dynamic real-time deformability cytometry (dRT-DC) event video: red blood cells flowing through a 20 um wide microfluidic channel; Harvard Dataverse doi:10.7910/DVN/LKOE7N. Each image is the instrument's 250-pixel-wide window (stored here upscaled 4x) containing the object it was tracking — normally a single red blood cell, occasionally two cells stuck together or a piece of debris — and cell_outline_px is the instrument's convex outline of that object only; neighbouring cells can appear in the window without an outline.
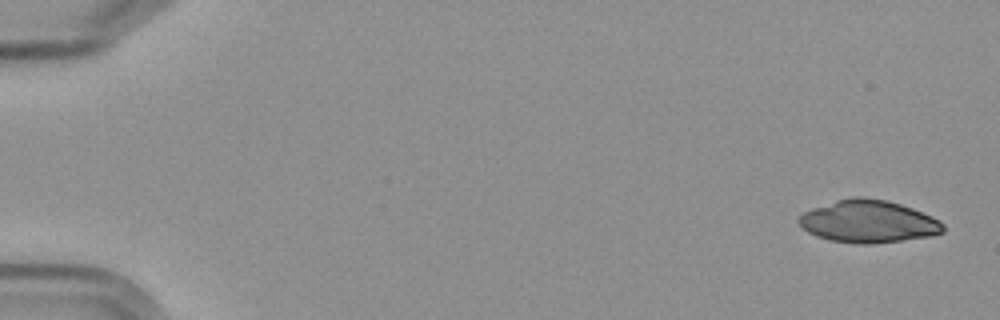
{"species": "Egyptian fruit bat (a non-hibernating species)", "species_latin": "Rousettus aegyptiacus", "temperature_condition": "cold", "stored_images_in_passage": 11, "camera_frame_rate_fps": 3000, "um_per_image_px": 0.085, "frame": {"image": 1, "passage_image": 1, "time_ms": 0.0, "image_size_px": [1000, 320], "cell_outline_px": [[944, 232], [932, 236], [868, 244], [860, 244], [832, 240], [816, 236], [808, 232], [796, 220], [804, 212], [812, 208], [836, 200], [852, 196], [860, 196], [888, 200], [912, 208], [940, 220], [944, 224]], "centroid_in_image_um": [73.82, 18.81], "position_along_channel_um": 11.2, "area_um2": 35.6}}